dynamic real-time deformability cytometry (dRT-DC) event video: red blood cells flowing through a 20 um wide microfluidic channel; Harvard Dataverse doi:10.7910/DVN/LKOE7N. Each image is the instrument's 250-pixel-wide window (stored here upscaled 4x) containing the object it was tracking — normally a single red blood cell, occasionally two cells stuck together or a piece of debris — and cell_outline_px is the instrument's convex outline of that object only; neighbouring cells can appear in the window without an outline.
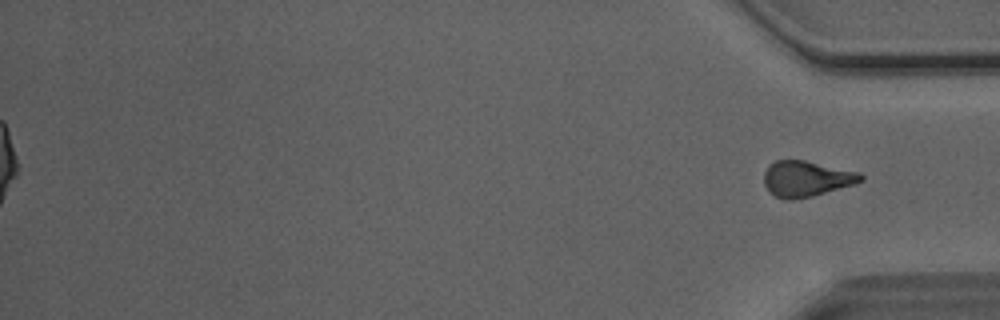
{"species": "Egyptian fruit bat (a non-hibernating species)", "species_latin": "Rousettus aegyptiacus", "temperature_condition": "room temperature", "stored_images_in_passage": 44, "segment_of_instrument_passage": [2, 2], "camera_frame_rate_fps": 3000, "um_per_image_px": 0.085, "animal": {"sex": "male"}, "frame": {"image": 1, "passage_image": 44, "time_ms": 14.333, "image_size_px": [1000, 320], "cell_outline_px": [[864, 180], [856, 184], [812, 196], [788, 200], [776, 196], [768, 192], [764, 184], [764, 172], [776, 160], [804, 160], [860, 172], [864, 176]], "centroid_in_image_um": [68.57, 15.19], "position_along_channel_um": 366.6, "area_um2": 20.11}}